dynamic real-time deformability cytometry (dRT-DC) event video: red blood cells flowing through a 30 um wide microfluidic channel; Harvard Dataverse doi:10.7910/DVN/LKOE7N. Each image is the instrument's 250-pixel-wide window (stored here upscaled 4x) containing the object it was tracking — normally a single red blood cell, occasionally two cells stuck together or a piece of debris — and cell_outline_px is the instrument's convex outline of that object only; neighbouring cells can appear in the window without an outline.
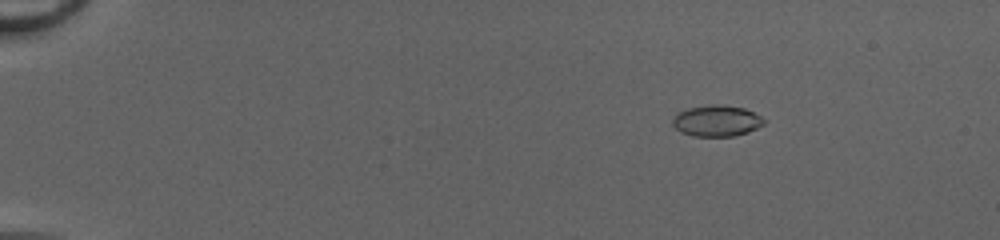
{"species": "common noctule bat (a hibernating species)", "species_latin": "Nyctalus noctula", "temperature_condition": "cold", "stored_images_in_passage": 52, "camera_frame_rate_fps": 3000, "um_per_image_px": 0.085, "animal": {"sex": "female", "body_mass_g": 20.0, "forearm_length_mm": 54.0}, "frame": {"image": 1, "passage_image": 9, "time_ms": 2.667, "image_size_px": [1000, 240], "cell_outline_px": [[764, 124], [748, 132], [736, 136], [692, 136], [680, 132], [672, 124], [672, 120], [676, 112], [688, 108], [708, 104], [724, 104], [744, 108], [760, 116], [764, 120]], "centroid_in_image_um": [60.88, 10.26], "position_along_channel_um": 24.1, "area_um2": 16.76}}
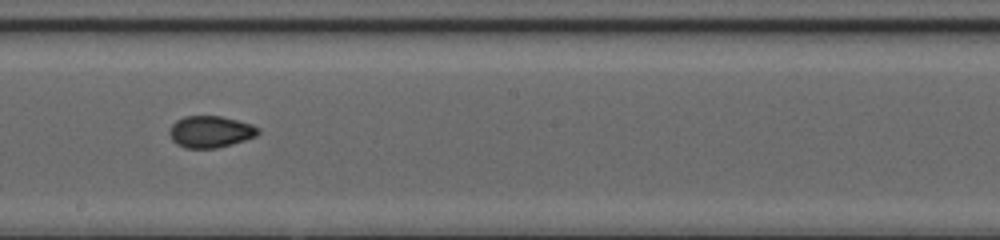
{"frame": {"image": 2, "passage_image": 32, "time_ms": 10.333, "image_size_px": [1000, 240], "cell_outline_px": [[260, 132], [256, 136], [232, 144], [216, 148], [184, 148], [176, 144], [172, 140], [168, 132], [172, 124], [176, 120], [184, 116], [220, 116], [252, 124], [260, 128]], "centroid_in_image_um": [17.87, 11.2], "position_along_channel_um": 230.3, "area_um2": 16.47}}
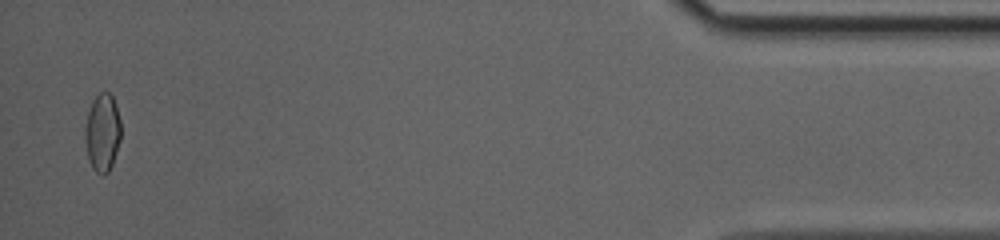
{"frame": {"image": 3, "passage_image": 51, "time_ms": 16.667, "image_size_px": [1000, 240], "cell_outline_px": [[120, 140], [112, 164], [108, 172], [104, 176], [96, 172], [92, 168], [88, 160], [84, 136], [84, 132], [88, 112], [92, 100], [100, 92], [108, 92], [112, 96], [116, 104], [120, 120]], "centroid_in_image_um": [8.69, 11.28], "position_along_channel_um": 426.5, "area_um2": 16.36}, "authors_computed_cell_mechanics": {"area_um2": 16.3285, "velocity_mm_per_s": 4.2335, "shape_relaxation_time_tau1_ms": 8.3066, "shape_relaxation_time_tau2_ms": 1.7006, "deformation_change_tau1": 0.162, "deformation_change_tau2": 0.0579}}